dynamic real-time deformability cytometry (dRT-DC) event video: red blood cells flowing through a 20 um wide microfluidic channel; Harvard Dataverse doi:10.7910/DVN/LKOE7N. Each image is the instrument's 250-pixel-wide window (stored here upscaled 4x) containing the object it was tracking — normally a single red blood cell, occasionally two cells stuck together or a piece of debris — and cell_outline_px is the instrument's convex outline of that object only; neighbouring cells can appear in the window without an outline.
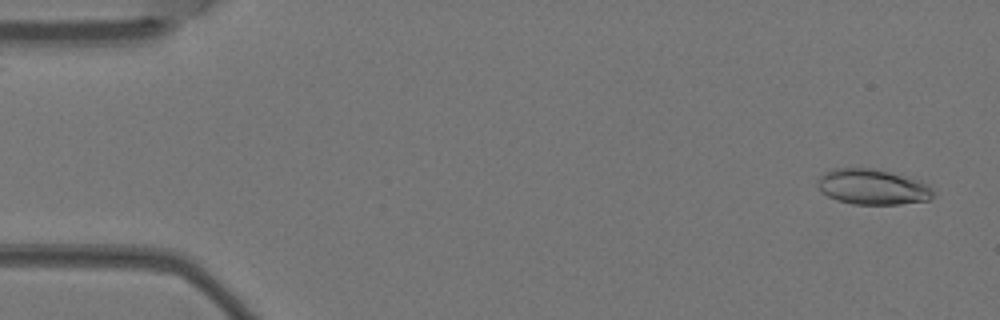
{"species": "Egyptian fruit bat (a non-hibernating species)", "species_latin": "Rousettus aegyptiacus", "temperature_condition": "warm", "stored_images_in_passage": 4, "camera_frame_rate_fps": 3000, "um_per_image_px": 0.085, "animal": {"sex": "female"}, "frame": {"image": 1, "passage_image": 1, "time_ms": 0.0, "image_size_px": [1000, 320], "cell_outline_px": [[932, 196], [928, 200], [900, 204], [852, 204], [836, 200], [820, 192], [820, 176], [832, 168], [872, 168], [920, 180], [932, 188]], "centroid_in_image_um": [74.16, 15.89], "position_along_channel_um": 10.8, "area_um2": 23.58}}
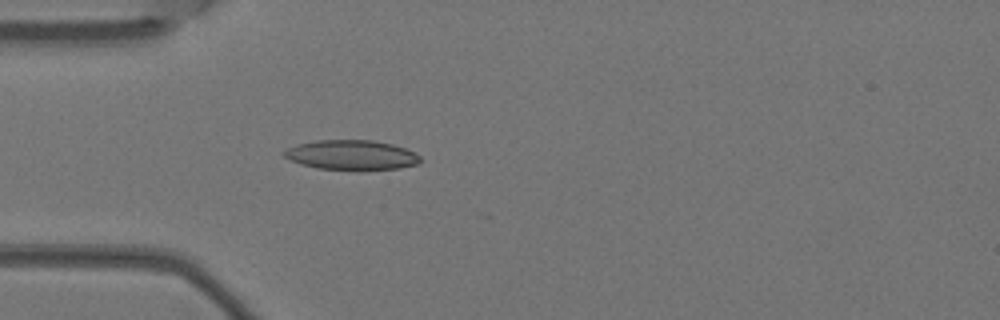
{"frame": {"image": 2, "passage_image": 4, "time_ms": 1.0, "image_size_px": [1000, 320], "cell_outline_px": [[420, 164], [400, 168], [356, 172], [316, 168], [300, 164], [284, 156], [280, 152], [296, 144], [316, 140], [372, 140], [392, 144], [404, 148], [420, 156]], "centroid_in_image_um": [29.86, 13.21], "position_along_channel_um": 55.1, "area_um2": 24.28}}